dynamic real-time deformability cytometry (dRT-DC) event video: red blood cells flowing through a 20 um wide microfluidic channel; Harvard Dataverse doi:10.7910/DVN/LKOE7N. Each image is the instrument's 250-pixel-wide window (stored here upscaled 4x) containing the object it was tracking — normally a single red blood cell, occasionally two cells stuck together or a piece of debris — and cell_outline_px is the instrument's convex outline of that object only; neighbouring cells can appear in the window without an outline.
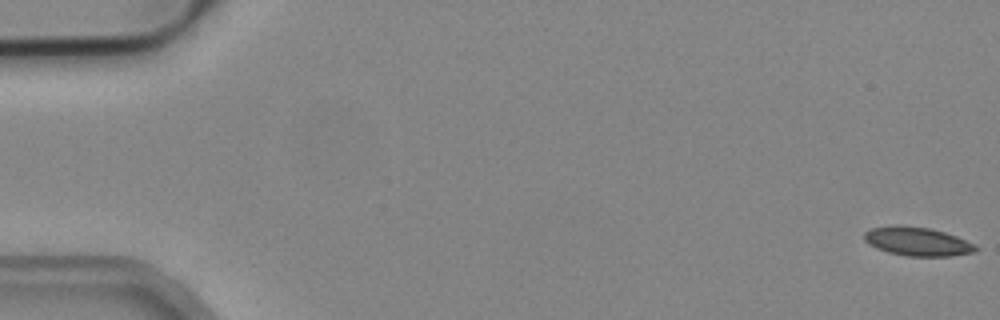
{"species": "common noctule bat (a hibernating species)", "species_latin": "Nyctalus noctula", "temperature_condition": "cold", "stored_images_in_passage": 54, "camera_frame_rate_fps": 3000, "um_per_image_px": 0.085, "animal": {"sex": "male", "body_mass_g": 19.2, "forearm_length_mm": 51.8}, "frame": {"image": 1, "passage_image": 1, "time_ms": 0.0, "image_size_px": [1000, 320], "cell_outline_px": [[980, 248], [976, 252], [952, 256], [908, 256], [888, 252], [876, 248], [868, 244], [864, 240], [864, 232], [872, 228], [896, 224], [904, 224], [928, 228], [944, 232], [956, 236], [976, 244]], "centroid_in_image_um": [77.99, 20.52], "position_along_channel_um": 7.0, "area_um2": 18.96}}
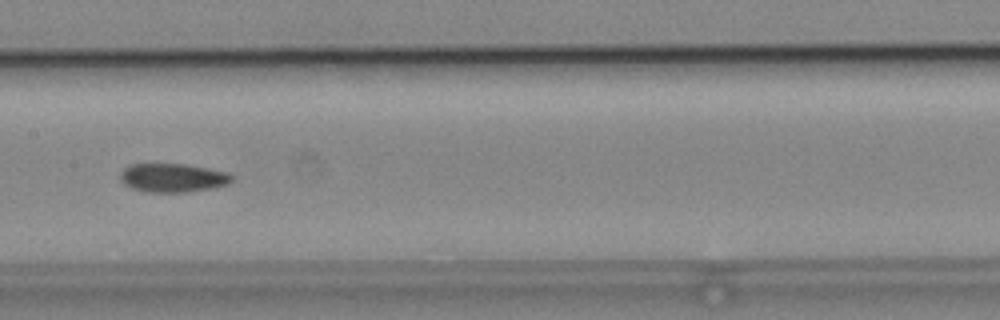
{"frame": {"image": 2, "passage_image": 27, "time_ms": 8.667, "image_size_px": [1000, 320], "cell_outline_px": [[232, 180], [228, 184], [216, 188], [184, 192], [148, 192], [132, 188], [124, 184], [120, 180], [120, 172], [128, 164], [184, 164], [208, 168], [228, 172], [232, 176]], "centroid_in_image_um": [14.68, 15.11], "position_along_channel_um": 192.7, "area_um2": 18.79}}
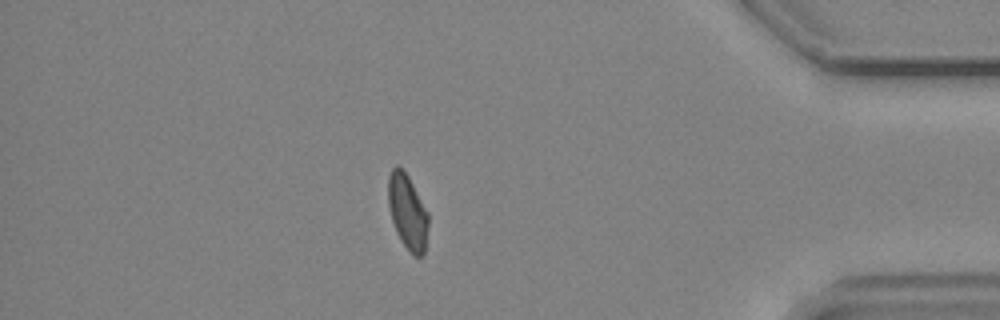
{"frame": {"image": 3, "passage_image": 46, "time_ms": 15.0, "image_size_px": [1000, 320], "cell_outline_px": [[428, 224], [424, 252], [420, 256], [412, 256], [400, 240], [396, 232], [392, 220], [388, 204], [388, 176], [392, 168], [396, 164], [404, 168], [428, 212]], "centroid_in_image_um": [34.62, 17.97], "position_along_channel_um": 400.6, "area_um2": 17.69}, "authors_computed_cell_mechanics": {"area_um2": 18.5249, "velocity_mm_per_s": 3.9159, "shape_relaxation_time_tau1_ms": null, "shape_relaxation_time_tau2_ms": 3.478, "deformation_change_tau1": null, "deformation_change_tau2": 0.0868}}